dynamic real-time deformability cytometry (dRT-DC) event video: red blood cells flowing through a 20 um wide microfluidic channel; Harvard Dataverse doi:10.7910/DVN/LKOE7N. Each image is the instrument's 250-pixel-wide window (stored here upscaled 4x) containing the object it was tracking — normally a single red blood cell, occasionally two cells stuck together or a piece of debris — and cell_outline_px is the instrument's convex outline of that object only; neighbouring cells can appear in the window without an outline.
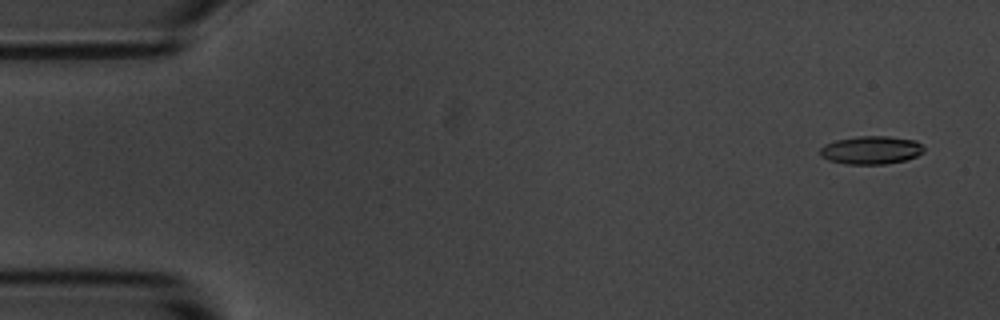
{"species": "common noctule bat (a hibernating species)", "species_latin": "Nyctalus noctula", "temperature_condition": "room temperature", "stored_images_in_passage": 56, "camera_frame_rate_fps": 3000, "um_per_image_px": 0.085, "animal": {"sex": "male", "body_mass_g": 20.1, "forearm_length_mm": 53.5}, "frame": {"image": 1, "passage_image": 3, "time_ms": 0.667, "image_size_px": [1000, 320], "cell_outline_px": [[924, 152], [916, 156], [904, 160], [884, 164], [844, 164], [828, 160], [820, 156], [820, 148], [824, 144], [836, 140], [860, 136], [888, 136], [916, 140], [924, 148]], "centroid_in_image_um": [74.02, 12.76], "position_along_channel_um": 11.0, "area_um2": 17.05}}
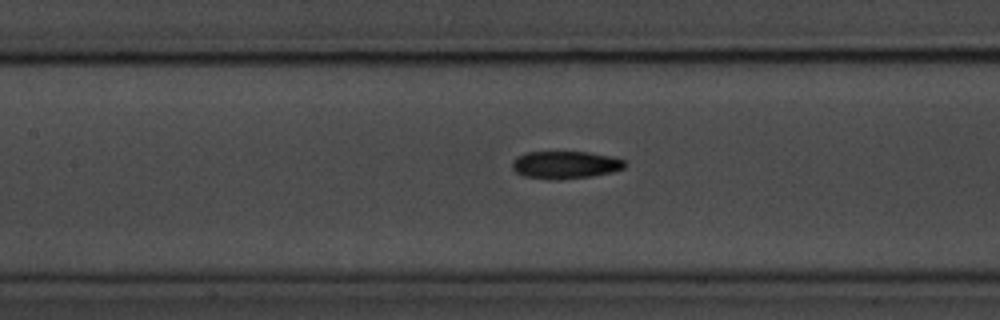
{"frame": {"image": 2, "passage_image": 25, "time_ms": 8.0, "image_size_px": [1000, 320], "cell_outline_px": [[628, 164], [624, 168], [612, 172], [592, 176], [556, 180], [552, 180], [524, 176], [516, 172], [512, 168], [512, 160], [516, 156], [524, 152], [588, 152], [612, 156], [628, 160]], "centroid_in_image_um": [48.07, 14.01], "position_along_channel_um": 159.3, "area_um2": 18.44}}
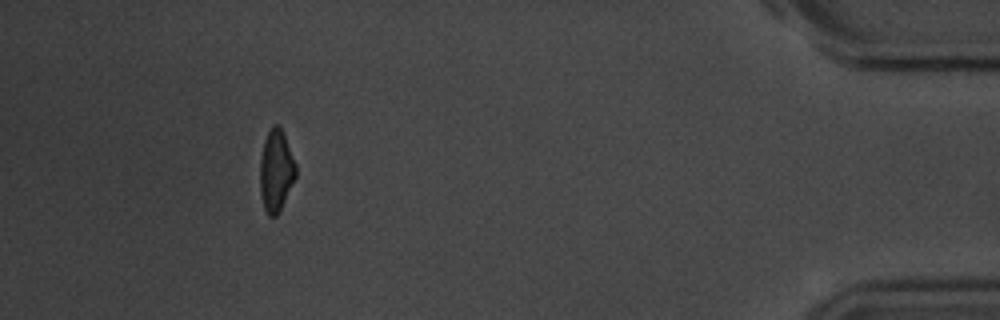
{"frame": {"image": 3, "passage_image": 51, "time_ms": 16.667, "image_size_px": [1000, 320], "cell_outline_px": [[296, 176], [280, 212], [276, 216], [268, 216], [264, 208], [260, 192], [260, 160], [264, 140], [272, 124], [276, 124], [284, 132], [296, 164]], "centroid_in_image_um": [23.47, 14.51], "position_along_channel_um": 411.7, "area_um2": 17.22}, "authors_computed_cell_mechanics": {"area_um2": 17.629, "velocity_mm_per_s": 3.6181, "shape_relaxation_time_tau1_ms": 6.1494, "shape_relaxation_time_tau2_ms": 2.0996, "deformation_change_tau1": 0.1728, "deformation_change_tau2": 0.0816}}